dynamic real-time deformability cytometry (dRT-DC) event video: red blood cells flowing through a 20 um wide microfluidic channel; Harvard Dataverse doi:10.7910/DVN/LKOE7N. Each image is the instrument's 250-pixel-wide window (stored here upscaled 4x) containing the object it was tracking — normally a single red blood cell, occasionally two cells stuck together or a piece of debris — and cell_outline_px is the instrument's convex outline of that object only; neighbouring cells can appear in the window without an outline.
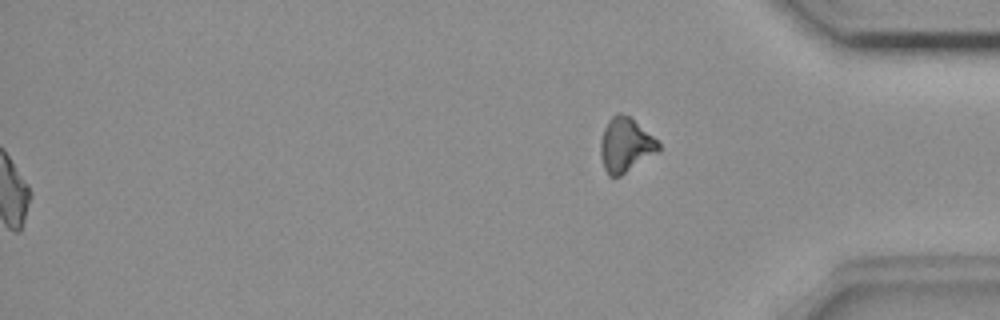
{"species": "common noctule bat (a hibernating species)", "species_latin": "Nyctalus noctula", "temperature_condition": "room temperature", "stored_images_in_passage": 50, "segment_of_instrument_passage": [2, 2], "camera_frame_rate_fps": 3000, "um_per_image_px": 0.085, "animal": {"sex": "female", "body_mass_g": 18.4}, "frame": {"image": 1, "passage_image": 50, "time_ms": 16.333, "image_size_px": [1000, 320], "cell_outline_px": [[660, 152], [620, 176], [608, 176], [604, 168], [600, 152], [600, 140], [604, 128], [608, 120], [616, 112], [620, 112], [628, 116], [652, 136], [660, 144]], "centroid_in_image_um": [53.16, 12.34], "position_along_channel_um": 382.0, "area_um2": 18.32}}